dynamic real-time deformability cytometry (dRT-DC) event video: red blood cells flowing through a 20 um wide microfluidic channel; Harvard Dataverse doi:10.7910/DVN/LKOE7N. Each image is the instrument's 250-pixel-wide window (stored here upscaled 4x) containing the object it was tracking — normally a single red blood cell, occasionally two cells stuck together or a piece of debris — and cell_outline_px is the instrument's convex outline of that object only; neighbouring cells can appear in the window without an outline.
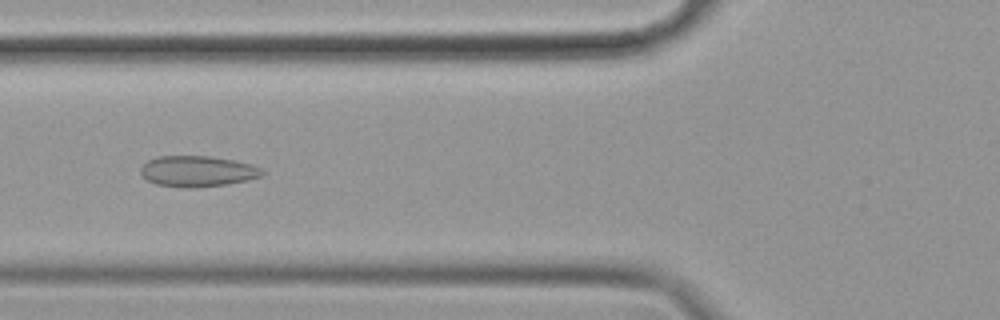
{"species": "common noctule bat (a hibernating species)", "species_latin": "Nyctalus noctula", "temperature_condition": "cold", "stored_images_in_passage": 57, "camera_frame_rate_fps": 3000, "um_per_image_px": 0.085, "animal": {"sex": "female", "body_mass_g": 19.9}, "frame": {"image": 1, "passage_image": 21, "time_ms": 6.667, "image_size_px": [1000, 320], "cell_outline_px": [[264, 172], [260, 176], [248, 180], [224, 184], [196, 188], [184, 188], [156, 184], [148, 180], [140, 172], [140, 168], [148, 160], [156, 156], [212, 156], [252, 164], [260, 168]], "centroid_in_image_um": [16.77, 14.55], "position_along_channel_um": 109.0, "area_um2": 21.79}}
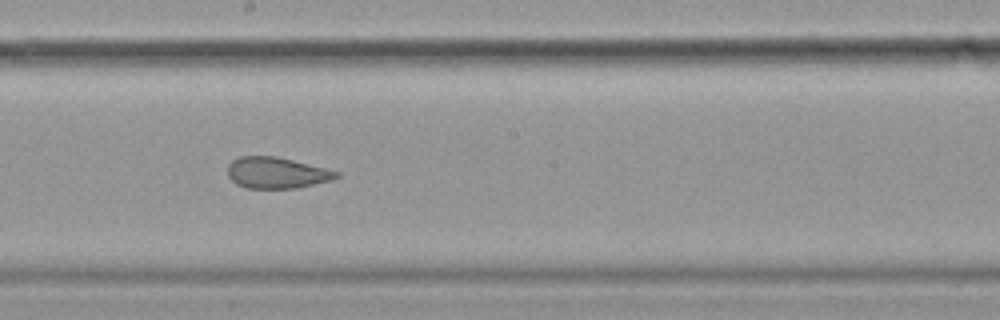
{"frame": {"image": 2, "passage_image": 31, "time_ms": 10.0, "image_size_px": [1000, 320], "cell_outline_px": [[340, 176], [332, 180], [296, 188], [248, 188], [236, 184], [228, 176], [228, 164], [232, 160], [240, 156], [276, 156], [340, 172]], "centroid_in_image_um": [23.5, 14.69], "position_along_channel_um": 224.7, "area_um2": 19.65}}
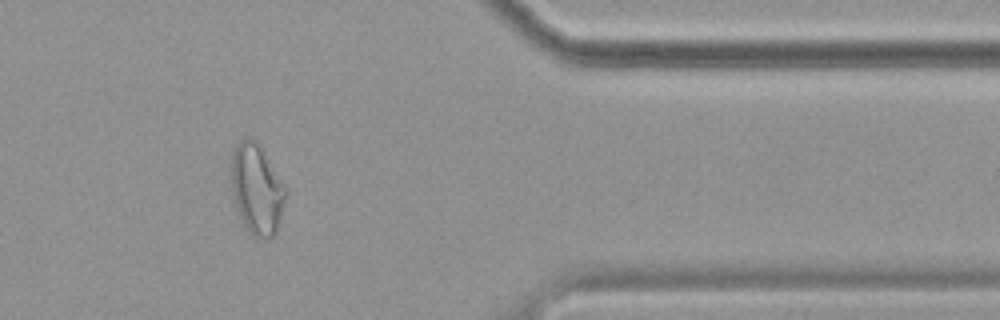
{"frame": {"image": 3, "passage_image": 47, "time_ms": 15.333, "image_size_px": [1000, 320], "cell_outline_px": [[288, 192], [276, 232], [268, 240], [264, 240], [252, 236], [244, 228], [236, 216], [232, 200], [228, 180], [228, 176], [232, 156], [240, 140], [248, 136], [256, 140], [260, 144], [288, 188]], "centroid_in_image_um": [21.78, 16.11], "position_along_channel_um": 389.6, "area_um2": 30.35}, "authors_computed_cell_mechanics": {"area_um2": 24.9696, "velocity_mm_per_s": 3.4768, "shape_relaxation_time_tau1_ms": null, "shape_relaxation_time_tau2_ms": 1.8455, "deformation_change_tau1": null, "deformation_change_tau2": 0.0846}}